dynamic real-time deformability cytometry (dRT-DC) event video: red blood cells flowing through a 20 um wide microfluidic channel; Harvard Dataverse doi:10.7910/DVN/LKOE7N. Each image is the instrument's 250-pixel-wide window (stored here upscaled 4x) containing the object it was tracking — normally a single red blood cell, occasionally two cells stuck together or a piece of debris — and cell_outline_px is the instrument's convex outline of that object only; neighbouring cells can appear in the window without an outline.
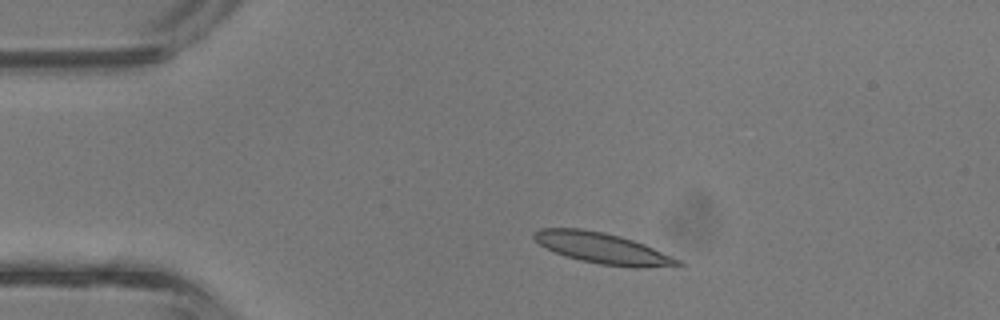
{"species": "common noctule bat (a hibernating species)", "species_latin": "Nyctalus noctula", "temperature_condition": "room temperature", "stored_images_in_passage": 4, "camera_frame_rate_fps": 3000, "um_per_image_px": 0.085, "animal": {"sex": "male", "body_mass_g": 13.3}, "frame": {"image": 1, "passage_image": 2, "time_ms": 0.333, "image_size_px": [1000, 320], "cell_outline_px": [[684, 264], [640, 268], [636, 268], [600, 264], [580, 260], [556, 252], [540, 244], [532, 236], [532, 232], [540, 228], [580, 228], [604, 232], [620, 236], [644, 244], [680, 260]], "centroid_in_image_um": [51.19, 21.09], "position_along_channel_um": 33.8, "area_um2": 25.43}}